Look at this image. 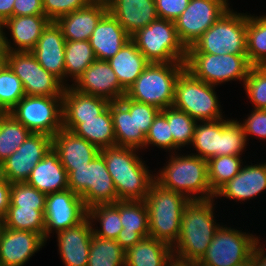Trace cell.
Masks as SVG:
<instances>
[{
  "label": "cell",
  "mask_w": 266,
  "mask_h": 266,
  "mask_svg": "<svg viewBox=\"0 0 266 266\" xmlns=\"http://www.w3.org/2000/svg\"><path fill=\"white\" fill-rule=\"evenodd\" d=\"M190 200L184 207L180 234L172 246L174 260L197 264L220 228L214 215V200Z\"/></svg>",
  "instance_id": "6da1fadb"
},
{
  "label": "cell",
  "mask_w": 266,
  "mask_h": 266,
  "mask_svg": "<svg viewBox=\"0 0 266 266\" xmlns=\"http://www.w3.org/2000/svg\"><path fill=\"white\" fill-rule=\"evenodd\" d=\"M138 151L117 145L100 150L119 201L145 200L151 184L155 181L154 174L149 172V167L137 155Z\"/></svg>",
  "instance_id": "7a4b0ae2"
},
{
  "label": "cell",
  "mask_w": 266,
  "mask_h": 266,
  "mask_svg": "<svg viewBox=\"0 0 266 266\" xmlns=\"http://www.w3.org/2000/svg\"><path fill=\"white\" fill-rule=\"evenodd\" d=\"M170 154L167 164L154 174L155 182L185 195L189 200L214 198L208 181L207 160L194 154Z\"/></svg>",
  "instance_id": "3957f363"
},
{
  "label": "cell",
  "mask_w": 266,
  "mask_h": 266,
  "mask_svg": "<svg viewBox=\"0 0 266 266\" xmlns=\"http://www.w3.org/2000/svg\"><path fill=\"white\" fill-rule=\"evenodd\" d=\"M189 201L185 195L165 189L154 181L145 199L149 236L172 247L178 240L182 213Z\"/></svg>",
  "instance_id": "277c9868"
},
{
  "label": "cell",
  "mask_w": 266,
  "mask_h": 266,
  "mask_svg": "<svg viewBox=\"0 0 266 266\" xmlns=\"http://www.w3.org/2000/svg\"><path fill=\"white\" fill-rule=\"evenodd\" d=\"M184 69L185 62L149 63L126 91V96L160 110L171 107L174 103L176 80Z\"/></svg>",
  "instance_id": "5b68a950"
},
{
  "label": "cell",
  "mask_w": 266,
  "mask_h": 266,
  "mask_svg": "<svg viewBox=\"0 0 266 266\" xmlns=\"http://www.w3.org/2000/svg\"><path fill=\"white\" fill-rule=\"evenodd\" d=\"M246 28L247 13L230 8L187 49V53L247 55Z\"/></svg>",
  "instance_id": "8992f818"
},
{
  "label": "cell",
  "mask_w": 266,
  "mask_h": 266,
  "mask_svg": "<svg viewBox=\"0 0 266 266\" xmlns=\"http://www.w3.org/2000/svg\"><path fill=\"white\" fill-rule=\"evenodd\" d=\"M64 168L68 173V188L82 197L87 209L119 201L113 179L100 153L87 166Z\"/></svg>",
  "instance_id": "52a82bcc"
},
{
  "label": "cell",
  "mask_w": 266,
  "mask_h": 266,
  "mask_svg": "<svg viewBox=\"0 0 266 266\" xmlns=\"http://www.w3.org/2000/svg\"><path fill=\"white\" fill-rule=\"evenodd\" d=\"M150 63L185 62L187 49L179 40L175 22L157 19L131 36Z\"/></svg>",
  "instance_id": "ba28073f"
},
{
  "label": "cell",
  "mask_w": 266,
  "mask_h": 266,
  "mask_svg": "<svg viewBox=\"0 0 266 266\" xmlns=\"http://www.w3.org/2000/svg\"><path fill=\"white\" fill-rule=\"evenodd\" d=\"M216 94L215 86L195 78L184 69L175 83L172 106L197 122L220 120L224 117Z\"/></svg>",
  "instance_id": "9c48e42d"
},
{
  "label": "cell",
  "mask_w": 266,
  "mask_h": 266,
  "mask_svg": "<svg viewBox=\"0 0 266 266\" xmlns=\"http://www.w3.org/2000/svg\"><path fill=\"white\" fill-rule=\"evenodd\" d=\"M252 65L247 55L187 53L185 69L195 78L216 86L228 81L246 80Z\"/></svg>",
  "instance_id": "30bf717a"
},
{
  "label": "cell",
  "mask_w": 266,
  "mask_h": 266,
  "mask_svg": "<svg viewBox=\"0 0 266 266\" xmlns=\"http://www.w3.org/2000/svg\"><path fill=\"white\" fill-rule=\"evenodd\" d=\"M8 113L31 133L53 137L63 128V97L25 95Z\"/></svg>",
  "instance_id": "8fae6325"
},
{
  "label": "cell",
  "mask_w": 266,
  "mask_h": 266,
  "mask_svg": "<svg viewBox=\"0 0 266 266\" xmlns=\"http://www.w3.org/2000/svg\"><path fill=\"white\" fill-rule=\"evenodd\" d=\"M258 236L221 225L197 266H235L251 258Z\"/></svg>",
  "instance_id": "7c38bea8"
},
{
  "label": "cell",
  "mask_w": 266,
  "mask_h": 266,
  "mask_svg": "<svg viewBox=\"0 0 266 266\" xmlns=\"http://www.w3.org/2000/svg\"><path fill=\"white\" fill-rule=\"evenodd\" d=\"M2 60L19 77L27 96H63L66 87L46 71L31 52H2Z\"/></svg>",
  "instance_id": "4fadbf2b"
},
{
  "label": "cell",
  "mask_w": 266,
  "mask_h": 266,
  "mask_svg": "<svg viewBox=\"0 0 266 266\" xmlns=\"http://www.w3.org/2000/svg\"><path fill=\"white\" fill-rule=\"evenodd\" d=\"M228 0H190L174 21L177 35L186 49L191 47L230 8Z\"/></svg>",
  "instance_id": "5bb4252c"
},
{
  "label": "cell",
  "mask_w": 266,
  "mask_h": 266,
  "mask_svg": "<svg viewBox=\"0 0 266 266\" xmlns=\"http://www.w3.org/2000/svg\"><path fill=\"white\" fill-rule=\"evenodd\" d=\"M52 148V137L31 133L18 149L0 164V176L10 183L26 182L36 164Z\"/></svg>",
  "instance_id": "9a60e30c"
},
{
  "label": "cell",
  "mask_w": 266,
  "mask_h": 266,
  "mask_svg": "<svg viewBox=\"0 0 266 266\" xmlns=\"http://www.w3.org/2000/svg\"><path fill=\"white\" fill-rule=\"evenodd\" d=\"M45 241L50 234L75 226L87 217V208L78 194L70 189L54 192L46 196Z\"/></svg>",
  "instance_id": "2e32d148"
},
{
  "label": "cell",
  "mask_w": 266,
  "mask_h": 266,
  "mask_svg": "<svg viewBox=\"0 0 266 266\" xmlns=\"http://www.w3.org/2000/svg\"><path fill=\"white\" fill-rule=\"evenodd\" d=\"M49 22L45 15L10 17L0 26L1 52H31ZM5 28L10 31L13 43L6 37Z\"/></svg>",
  "instance_id": "e0dca14e"
},
{
  "label": "cell",
  "mask_w": 266,
  "mask_h": 266,
  "mask_svg": "<svg viewBox=\"0 0 266 266\" xmlns=\"http://www.w3.org/2000/svg\"><path fill=\"white\" fill-rule=\"evenodd\" d=\"M71 86L81 93L101 97L110 102L119 101L126 95L108 61L97 59Z\"/></svg>",
  "instance_id": "ac0fdd59"
},
{
  "label": "cell",
  "mask_w": 266,
  "mask_h": 266,
  "mask_svg": "<svg viewBox=\"0 0 266 266\" xmlns=\"http://www.w3.org/2000/svg\"><path fill=\"white\" fill-rule=\"evenodd\" d=\"M46 241L37 233L27 230L0 228V263L2 266H23Z\"/></svg>",
  "instance_id": "d6986e66"
},
{
  "label": "cell",
  "mask_w": 266,
  "mask_h": 266,
  "mask_svg": "<svg viewBox=\"0 0 266 266\" xmlns=\"http://www.w3.org/2000/svg\"><path fill=\"white\" fill-rule=\"evenodd\" d=\"M65 42L60 26L56 21H50L31 53L46 71L68 86L65 79Z\"/></svg>",
  "instance_id": "ffe728a7"
},
{
  "label": "cell",
  "mask_w": 266,
  "mask_h": 266,
  "mask_svg": "<svg viewBox=\"0 0 266 266\" xmlns=\"http://www.w3.org/2000/svg\"><path fill=\"white\" fill-rule=\"evenodd\" d=\"M107 12L106 0H92L84 8L59 17L56 23L66 41H85L90 39L95 27Z\"/></svg>",
  "instance_id": "44dd1931"
},
{
  "label": "cell",
  "mask_w": 266,
  "mask_h": 266,
  "mask_svg": "<svg viewBox=\"0 0 266 266\" xmlns=\"http://www.w3.org/2000/svg\"><path fill=\"white\" fill-rule=\"evenodd\" d=\"M60 257L65 266H87L92 240V224L86 217L75 226L56 233Z\"/></svg>",
  "instance_id": "7402d4cb"
},
{
  "label": "cell",
  "mask_w": 266,
  "mask_h": 266,
  "mask_svg": "<svg viewBox=\"0 0 266 266\" xmlns=\"http://www.w3.org/2000/svg\"><path fill=\"white\" fill-rule=\"evenodd\" d=\"M266 189V162L241 167L239 173L221 186L215 193L216 197H226L236 201L255 198Z\"/></svg>",
  "instance_id": "603a6c76"
},
{
  "label": "cell",
  "mask_w": 266,
  "mask_h": 266,
  "mask_svg": "<svg viewBox=\"0 0 266 266\" xmlns=\"http://www.w3.org/2000/svg\"><path fill=\"white\" fill-rule=\"evenodd\" d=\"M108 11L132 36L158 19L155 0H106Z\"/></svg>",
  "instance_id": "cb8c5ba5"
},
{
  "label": "cell",
  "mask_w": 266,
  "mask_h": 266,
  "mask_svg": "<svg viewBox=\"0 0 266 266\" xmlns=\"http://www.w3.org/2000/svg\"><path fill=\"white\" fill-rule=\"evenodd\" d=\"M131 40L116 18L108 11L95 27L89 39L97 60L108 61Z\"/></svg>",
  "instance_id": "d4e9b609"
},
{
  "label": "cell",
  "mask_w": 266,
  "mask_h": 266,
  "mask_svg": "<svg viewBox=\"0 0 266 266\" xmlns=\"http://www.w3.org/2000/svg\"><path fill=\"white\" fill-rule=\"evenodd\" d=\"M52 148L63 167L87 166L100 153L97 146L64 128L52 137Z\"/></svg>",
  "instance_id": "484cf974"
},
{
  "label": "cell",
  "mask_w": 266,
  "mask_h": 266,
  "mask_svg": "<svg viewBox=\"0 0 266 266\" xmlns=\"http://www.w3.org/2000/svg\"><path fill=\"white\" fill-rule=\"evenodd\" d=\"M120 220L123 229L116 242L126 251L149 236L148 209L145 200L120 201Z\"/></svg>",
  "instance_id": "4316f807"
},
{
  "label": "cell",
  "mask_w": 266,
  "mask_h": 266,
  "mask_svg": "<svg viewBox=\"0 0 266 266\" xmlns=\"http://www.w3.org/2000/svg\"><path fill=\"white\" fill-rule=\"evenodd\" d=\"M112 115L116 145L143 149L146 136L136 134L135 101L124 95L119 101L109 104Z\"/></svg>",
  "instance_id": "83f0119b"
},
{
  "label": "cell",
  "mask_w": 266,
  "mask_h": 266,
  "mask_svg": "<svg viewBox=\"0 0 266 266\" xmlns=\"http://www.w3.org/2000/svg\"><path fill=\"white\" fill-rule=\"evenodd\" d=\"M26 183L46 195L69 189L68 173L53 148L36 164Z\"/></svg>",
  "instance_id": "f1b7e54d"
},
{
  "label": "cell",
  "mask_w": 266,
  "mask_h": 266,
  "mask_svg": "<svg viewBox=\"0 0 266 266\" xmlns=\"http://www.w3.org/2000/svg\"><path fill=\"white\" fill-rule=\"evenodd\" d=\"M63 128L86 139L100 150L116 145L109 107L93 119H63Z\"/></svg>",
  "instance_id": "f546056e"
},
{
  "label": "cell",
  "mask_w": 266,
  "mask_h": 266,
  "mask_svg": "<svg viewBox=\"0 0 266 266\" xmlns=\"http://www.w3.org/2000/svg\"><path fill=\"white\" fill-rule=\"evenodd\" d=\"M173 261L172 247L151 236L125 251V266H169Z\"/></svg>",
  "instance_id": "4dcf8cb0"
},
{
  "label": "cell",
  "mask_w": 266,
  "mask_h": 266,
  "mask_svg": "<svg viewBox=\"0 0 266 266\" xmlns=\"http://www.w3.org/2000/svg\"><path fill=\"white\" fill-rule=\"evenodd\" d=\"M109 65L126 92L149 65V61L137 49L136 44L130 40L119 52L108 60Z\"/></svg>",
  "instance_id": "1f68e13d"
},
{
  "label": "cell",
  "mask_w": 266,
  "mask_h": 266,
  "mask_svg": "<svg viewBox=\"0 0 266 266\" xmlns=\"http://www.w3.org/2000/svg\"><path fill=\"white\" fill-rule=\"evenodd\" d=\"M63 119H93L110 104L107 99L77 91L71 85L63 92Z\"/></svg>",
  "instance_id": "d6a6232c"
},
{
  "label": "cell",
  "mask_w": 266,
  "mask_h": 266,
  "mask_svg": "<svg viewBox=\"0 0 266 266\" xmlns=\"http://www.w3.org/2000/svg\"><path fill=\"white\" fill-rule=\"evenodd\" d=\"M87 218L93 224V234L99 238L116 240L119 232L123 229L120 220V201L114 204H99L88 208ZM93 222H99L100 227L94 228L95 224Z\"/></svg>",
  "instance_id": "836d02e7"
},
{
  "label": "cell",
  "mask_w": 266,
  "mask_h": 266,
  "mask_svg": "<svg viewBox=\"0 0 266 266\" xmlns=\"http://www.w3.org/2000/svg\"><path fill=\"white\" fill-rule=\"evenodd\" d=\"M197 122L192 146L202 159L221 156V119L216 121ZM202 123V124H201Z\"/></svg>",
  "instance_id": "e575fe53"
},
{
  "label": "cell",
  "mask_w": 266,
  "mask_h": 266,
  "mask_svg": "<svg viewBox=\"0 0 266 266\" xmlns=\"http://www.w3.org/2000/svg\"><path fill=\"white\" fill-rule=\"evenodd\" d=\"M246 54L252 66H266V16L247 13Z\"/></svg>",
  "instance_id": "d590c367"
},
{
  "label": "cell",
  "mask_w": 266,
  "mask_h": 266,
  "mask_svg": "<svg viewBox=\"0 0 266 266\" xmlns=\"http://www.w3.org/2000/svg\"><path fill=\"white\" fill-rule=\"evenodd\" d=\"M96 60L89 40L65 42V78L75 81Z\"/></svg>",
  "instance_id": "8d00e7d4"
},
{
  "label": "cell",
  "mask_w": 266,
  "mask_h": 266,
  "mask_svg": "<svg viewBox=\"0 0 266 266\" xmlns=\"http://www.w3.org/2000/svg\"><path fill=\"white\" fill-rule=\"evenodd\" d=\"M31 132L10 113H0V164L13 154Z\"/></svg>",
  "instance_id": "74e56055"
},
{
  "label": "cell",
  "mask_w": 266,
  "mask_h": 266,
  "mask_svg": "<svg viewBox=\"0 0 266 266\" xmlns=\"http://www.w3.org/2000/svg\"><path fill=\"white\" fill-rule=\"evenodd\" d=\"M44 211L9 206L2 220V226L15 230L32 231L39 234L45 240Z\"/></svg>",
  "instance_id": "f35d334b"
},
{
  "label": "cell",
  "mask_w": 266,
  "mask_h": 266,
  "mask_svg": "<svg viewBox=\"0 0 266 266\" xmlns=\"http://www.w3.org/2000/svg\"><path fill=\"white\" fill-rule=\"evenodd\" d=\"M161 112L166 116L173 136V153L186 145L191 146L197 121L173 106L163 109Z\"/></svg>",
  "instance_id": "ab89813d"
},
{
  "label": "cell",
  "mask_w": 266,
  "mask_h": 266,
  "mask_svg": "<svg viewBox=\"0 0 266 266\" xmlns=\"http://www.w3.org/2000/svg\"><path fill=\"white\" fill-rule=\"evenodd\" d=\"M87 266H125V251L116 240L93 234Z\"/></svg>",
  "instance_id": "60d3db41"
},
{
  "label": "cell",
  "mask_w": 266,
  "mask_h": 266,
  "mask_svg": "<svg viewBox=\"0 0 266 266\" xmlns=\"http://www.w3.org/2000/svg\"><path fill=\"white\" fill-rule=\"evenodd\" d=\"M239 155H222L207 160L208 181L213 193L233 179L243 166Z\"/></svg>",
  "instance_id": "b9f144b4"
},
{
  "label": "cell",
  "mask_w": 266,
  "mask_h": 266,
  "mask_svg": "<svg viewBox=\"0 0 266 266\" xmlns=\"http://www.w3.org/2000/svg\"><path fill=\"white\" fill-rule=\"evenodd\" d=\"M25 96L19 77L1 59L0 61V111L9 112Z\"/></svg>",
  "instance_id": "7bdbcfd3"
},
{
  "label": "cell",
  "mask_w": 266,
  "mask_h": 266,
  "mask_svg": "<svg viewBox=\"0 0 266 266\" xmlns=\"http://www.w3.org/2000/svg\"><path fill=\"white\" fill-rule=\"evenodd\" d=\"M247 141L240 121L221 119V156L242 155Z\"/></svg>",
  "instance_id": "ee69618b"
},
{
  "label": "cell",
  "mask_w": 266,
  "mask_h": 266,
  "mask_svg": "<svg viewBox=\"0 0 266 266\" xmlns=\"http://www.w3.org/2000/svg\"><path fill=\"white\" fill-rule=\"evenodd\" d=\"M242 85L254 109H266V66H252Z\"/></svg>",
  "instance_id": "f6af8a7d"
},
{
  "label": "cell",
  "mask_w": 266,
  "mask_h": 266,
  "mask_svg": "<svg viewBox=\"0 0 266 266\" xmlns=\"http://www.w3.org/2000/svg\"><path fill=\"white\" fill-rule=\"evenodd\" d=\"M46 196L26 182L12 183L10 206L45 210Z\"/></svg>",
  "instance_id": "bcb514c9"
},
{
  "label": "cell",
  "mask_w": 266,
  "mask_h": 266,
  "mask_svg": "<svg viewBox=\"0 0 266 266\" xmlns=\"http://www.w3.org/2000/svg\"><path fill=\"white\" fill-rule=\"evenodd\" d=\"M153 145L173 153V136L166 116L160 111L154 118L148 134L146 135L144 149Z\"/></svg>",
  "instance_id": "7dc6e473"
},
{
  "label": "cell",
  "mask_w": 266,
  "mask_h": 266,
  "mask_svg": "<svg viewBox=\"0 0 266 266\" xmlns=\"http://www.w3.org/2000/svg\"><path fill=\"white\" fill-rule=\"evenodd\" d=\"M43 11L50 21H56L59 17L84 8L92 0H42Z\"/></svg>",
  "instance_id": "c3c4849f"
},
{
  "label": "cell",
  "mask_w": 266,
  "mask_h": 266,
  "mask_svg": "<svg viewBox=\"0 0 266 266\" xmlns=\"http://www.w3.org/2000/svg\"><path fill=\"white\" fill-rule=\"evenodd\" d=\"M247 119L241 121L246 141L248 136H256L259 139H266V109H252Z\"/></svg>",
  "instance_id": "681fc988"
},
{
  "label": "cell",
  "mask_w": 266,
  "mask_h": 266,
  "mask_svg": "<svg viewBox=\"0 0 266 266\" xmlns=\"http://www.w3.org/2000/svg\"><path fill=\"white\" fill-rule=\"evenodd\" d=\"M161 110L146 104L135 101V122L136 134H148L154 118Z\"/></svg>",
  "instance_id": "f907efd6"
},
{
  "label": "cell",
  "mask_w": 266,
  "mask_h": 266,
  "mask_svg": "<svg viewBox=\"0 0 266 266\" xmlns=\"http://www.w3.org/2000/svg\"><path fill=\"white\" fill-rule=\"evenodd\" d=\"M189 2L190 0H155L158 18L175 21Z\"/></svg>",
  "instance_id": "816d5d0a"
},
{
  "label": "cell",
  "mask_w": 266,
  "mask_h": 266,
  "mask_svg": "<svg viewBox=\"0 0 266 266\" xmlns=\"http://www.w3.org/2000/svg\"><path fill=\"white\" fill-rule=\"evenodd\" d=\"M45 15L42 0H15L13 16Z\"/></svg>",
  "instance_id": "f5cc1de1"
},
{
  "label": "cell",
  "mask_w": 266,
  "mask_h": 266,
  "mask_svg": "<svg viewBox=\"0 0 266 266\" xmlns=\"http://www.w3.org/2000/svg\"><path fill=\"white\" fill-rule=\"evenodd\" d=\"M11 186L12 183L0 176V220H3L10 206Z\"/></svg>",
  "instance_id": "db71d44e"
},
{
  "label": "cell",
  "mask_w": 266,
  "mask_h": 266,
  "mask_svg": "<svg viewBox=\"0 0 266 266\" xmlns=\"http://www.w3.org/2000/svg\"><path fill=\"white\" fill-rule=\"evenodd\" d=\"M260 240L256 243L251 254L252 266H266V251Z\"/></svg>",
  "instance_id": "11a10c76"
},
{
  "label": "cell",
  "mask_w": 266,
  "mask_h": 266,
  "mask_svg": "<svg viewBox=\"0 0 266 266\" xmlns=\"http://www.w3.org/2000/svg\"><path fill=\"white\" fill-rule=\"evenodd\" d=\"M15 0H0V26L13 17V5Z\"/></svg>",
  "instance_id": "9f6ffc18"
},
{
  "label": "cell",
  "mask_w": 266,
  "mask_h": 266,
  "mask_svg": "<svg viewBox=\"0 0 266 266\" xmlns=\"http://www.w3.org/2000/svg\"><path fill=\"white\" fill-rule=\"evenodd\" d=\"M169 266H197L196 264L182 263L179 261H173Z\"/></svg>",
  "instance_id": "6f0895ef"
},
{
  "label": "cell",
  "mask_w": 266,
  "mask_h": 266,
  "mask_svg": "<svg viewBox=\"0 0 266 266\" xmlns=\"http://www.w3.org/2000/svg\"><path fill=\"white\" fill-rule=\"evenodd\" d=\"M235 266H252V260L251 258L250 259H247L246 261L242 262V263H239Z\"/></svg>",
  "instance_id": "680465c9"
},
{
  "label": "cell",
  "mask_w": 266,
  "mask_h": 266,
  "mask_svg": "<svg viewBox=\"0 0 266 266\" xmlns=\"http://www.w3.org/2000/svg\"><path fill=\"white\" fill-rule=\"evenodd\" d=\"M2 59V52H1V46H0V61Z\"/></svg>",
  "instance_id": "91938a15"
}]
</instances>
